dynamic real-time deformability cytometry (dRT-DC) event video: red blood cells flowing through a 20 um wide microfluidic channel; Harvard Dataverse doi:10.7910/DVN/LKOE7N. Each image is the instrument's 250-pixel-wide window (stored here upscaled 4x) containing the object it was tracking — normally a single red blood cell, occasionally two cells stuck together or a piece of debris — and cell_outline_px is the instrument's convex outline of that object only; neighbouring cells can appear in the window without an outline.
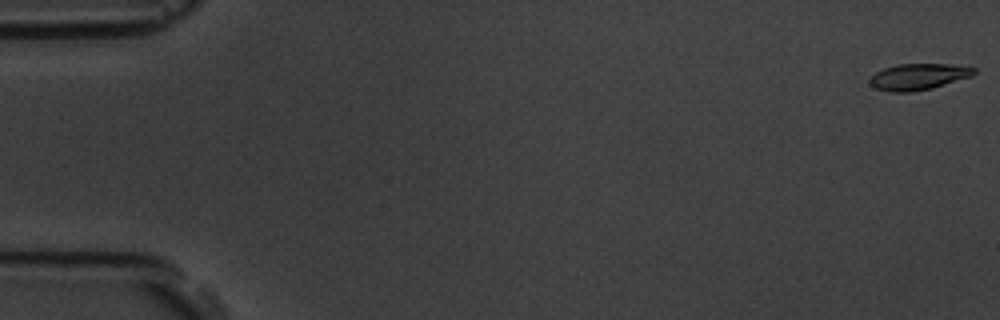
{"species": "common noctule bat (a hibernating species)", "species_latin": "Nyctalus noctula", "temperature_condition": "room temperature", "stored_images_in_passage": 55, "camera_frame_rate_fps": 3000, "um_per_image_px": 0.085, "animal": {"sex": "male", "body_mass_g": 19.5, "forearm_length_mm": 54.6}, "frame": {"image": 1, "passage_image": 1, "time_ms": 0.0, "image_size_px": [1000, 320], "cell_outline_px": [[976, 72], [972, 76], [932, 88], [912, 92], [892, 92], [876, 88], [868, 84], [868, 80], [876, 72], [884, 68], [896, 64], [948, 64], [976, 68]], "centroid_in_image_um": [78.04, 6.52], "position_along_channel_um": 7.0, "area_um2": 15.95}}
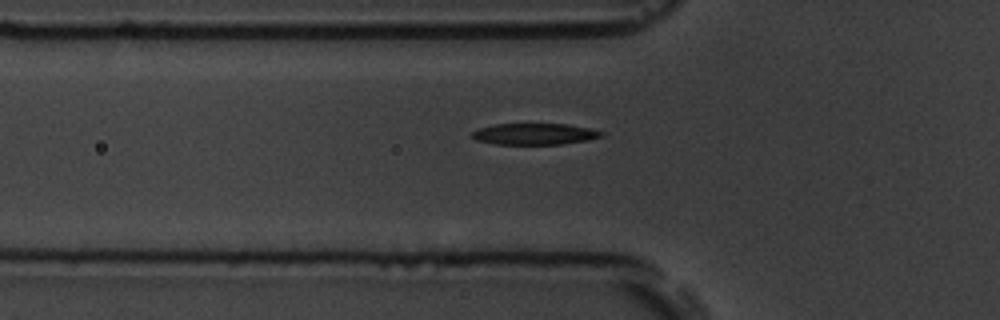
{"frame": {"image": 2, "passage_image": 19, "time_ms": 6.0, "image_size_px": [1000, 320], "cell_outline_px": [[604, 136], [584, 140], [560, 144], [496, 144], [476, 140], [472, 136], [472, 132], [480, 128], [496, 124], [564, 124], [588, 128], [604, 132]], "centroid_in_image_um": [45.42, 11.39], "position_along_channel_um": 80.4, "area_um2": 15.78}}
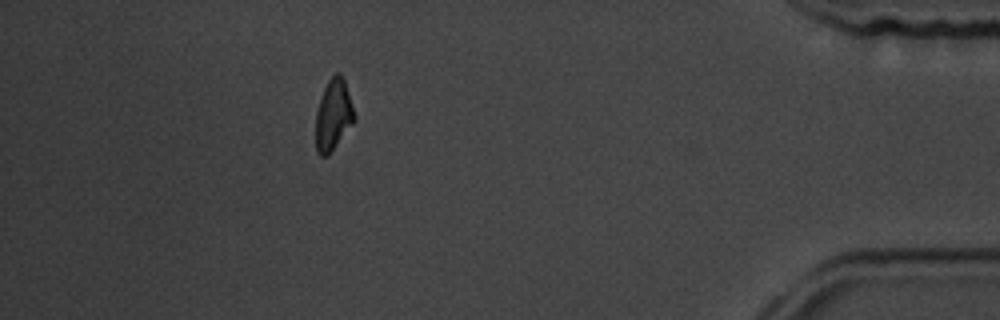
{"frame": {"image": 3, "passage_image": 49, "time_ms": 16.0, "image_size_px": [1000, 320], "cell_outline_px": [[356, 120], [328, 156], [320, 156], [316, 152], [316, 112], [324, 88], [328, 80], [336, 72], [340, 72], [344, 80], [356, 116]], "centroid_in_image_um": [28.34, 9.79], "position_along_channel_um": 406.9, "area_um2": 16.01}, "authors_computed_cell_mechanics": {"area_um2": 16.5308, "velocity_mm_per_s": 3.7748, "shape_relaxation_time_tau1_ms": 2.1012, "shape_relaxation_time_tau2_ms": 4.2633, "deformation_change_tau1": 0.1409, "deformation_change_tau2": 0.1208}}